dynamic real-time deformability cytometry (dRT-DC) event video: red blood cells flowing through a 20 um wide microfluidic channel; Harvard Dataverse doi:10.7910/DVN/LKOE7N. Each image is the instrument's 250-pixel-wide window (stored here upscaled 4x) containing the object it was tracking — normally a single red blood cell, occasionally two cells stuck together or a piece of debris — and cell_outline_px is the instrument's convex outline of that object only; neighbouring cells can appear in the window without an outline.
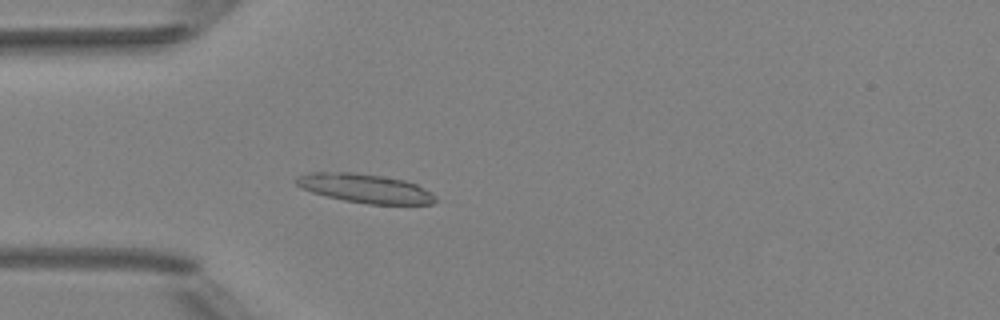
{"species": "Egyptian fruit bat (a non-hibernating species)", "species_latin": "Rousettus aegyptiacus", "temperature_condition": "room temperature", "stored_images_in_passage": 5, "camera_frame_rate_fps": 3000, "um_per_image_px": 0.085, "animal": {"sex": "female"}, "frame": {"image": 1, "passage_image": 5, "time_ms": 4.667, "image_size_px": [1000, 320], "cell_outline_px": [[436, 200], [432, 204], [368, 204], [344, 200], [312, 192], [300, 188], [292, 180], [296, 176], [308, 172], [352, 172], [380, 176], [404, 180], [416, 184], [432, 192], [436, 196]], "centroid_in_image_um": [30.99, 16.0], "position_along_channel_um": 54.0, "area_um2": 23.52}}